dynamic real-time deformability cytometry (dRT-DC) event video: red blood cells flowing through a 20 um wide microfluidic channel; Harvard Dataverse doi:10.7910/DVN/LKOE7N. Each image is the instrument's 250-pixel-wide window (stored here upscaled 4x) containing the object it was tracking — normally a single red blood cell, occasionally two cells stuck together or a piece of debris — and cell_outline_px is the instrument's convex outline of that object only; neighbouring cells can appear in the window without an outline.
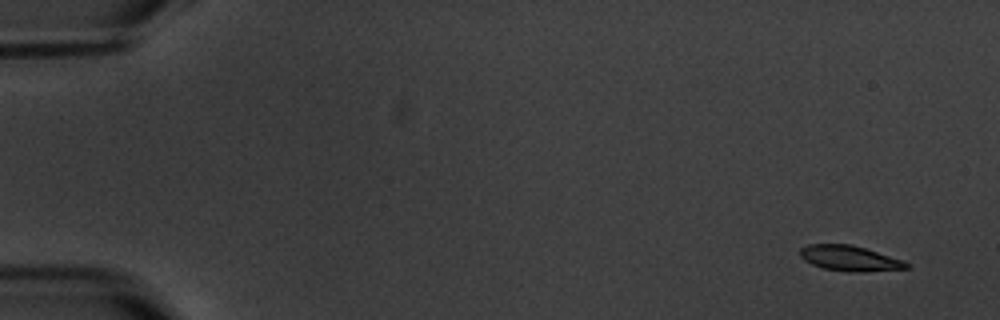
{"species": "common noctule bat (a hibernating species)", "species_latin": "Nyctalus noctula", "temperature_condition": "warm", "stored_images_in_passage": 5, "camera_frame_rate_fps": 3000, "um_per_image_px": 0.085, "animal": {"sex": "male", "body_mass_g": 20.1, "forearm_length_mm": 53.5}, "frame": {"image": 1, "passage_image": 1, "time_ms": 0.0, "image_size_px": [1000, 320], "cell_outline_px": [[912, 268], [864, 272], [848, 272], [824, 268], [812, 264], [804, 260], [800, 256], [800, 248], [808, 244], [852, 244], [904, 260], [912, 264]], "centroid_in_image_um": [72.28, 21.96], "position_along_channel_um": 12.7, "area_um2": 15.95}}
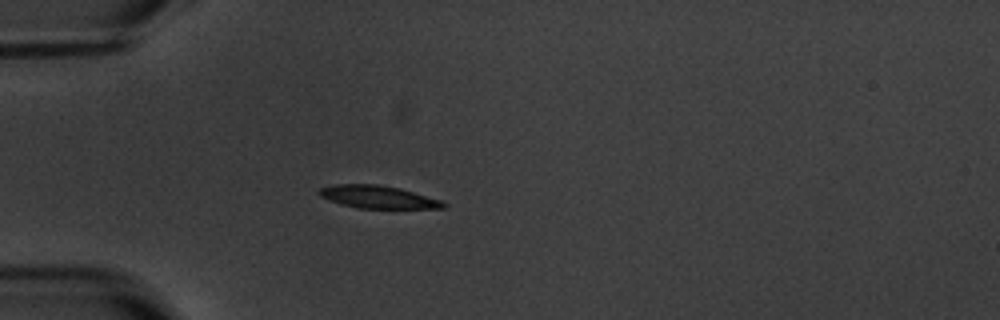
{"frame": {"image": 2, "passage_image": 5, "time_ms": 4.667, "image_size_px": [1000, 320], "cell_outline_px": [[448, 204], [444, 208], [356, 208], [340, 204], [328, 200], [320, 196], [316, 192], [320, 188], [332, 184], [376, 184], [400, 188], [440, 200]], "centroid_in_image_um": [32.06, 16.74], "position_along_channel_um": 52.9, "area_um2": 16.47}}